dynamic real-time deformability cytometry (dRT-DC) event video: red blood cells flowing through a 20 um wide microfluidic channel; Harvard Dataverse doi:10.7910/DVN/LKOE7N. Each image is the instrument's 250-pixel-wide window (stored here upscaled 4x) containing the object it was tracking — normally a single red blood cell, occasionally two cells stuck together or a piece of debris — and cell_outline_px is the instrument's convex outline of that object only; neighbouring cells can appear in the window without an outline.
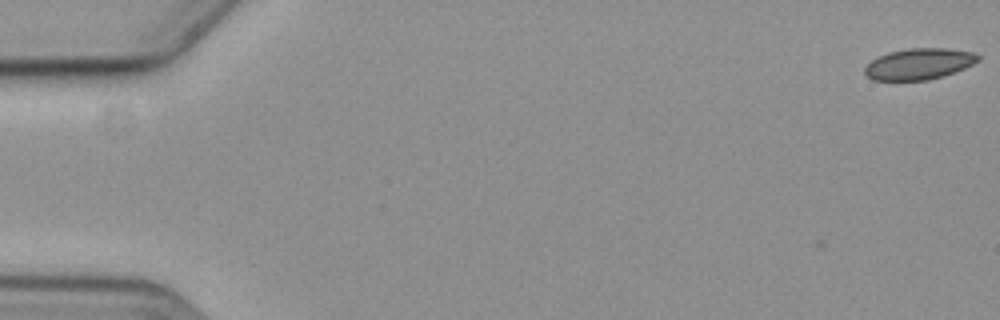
{"species": "common noctule bat (a hibernating species)", "species_latin": "Nyctalus noctula", "temperature_condition": "cold", "stored_images_in_passage": 7, "camera_frame_rate_fps": 3000, "um_per_image_px": 0.085, "animal": {"sex": "female", "body_mass_g": 19.3, "forearm_length_mm": 54.1}, "frame": {"image": 1, "passage_image": 1, "time_ms": 0.0, "image_size_px": [1000, 320], "cell_outline_px": [[980, 60], [964, 68], [944, 76], [928, 80], [872, 80], [864, 72], [864, 68], [872, 60], [888, 52], [908, 48], [948, 48], [972, 52], [980, 56]], "centroid_in_image_um": [78.13, 5.43], "position_along_channel_um": 6.9, "area_um2": 20.52}}
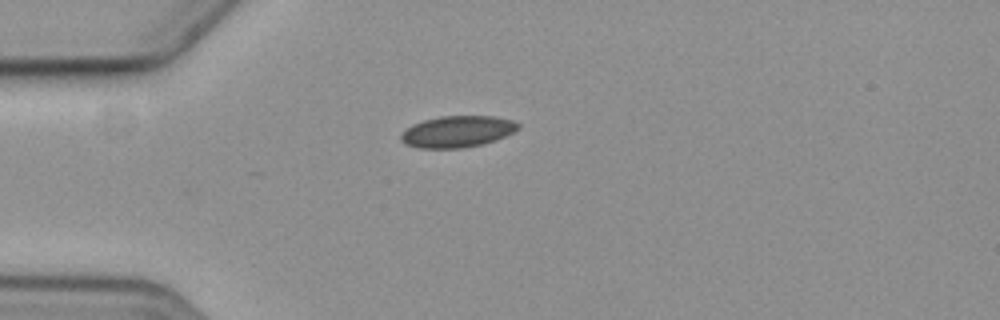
{"frame": {"image": 2, "passage_image": 4, "time_ms": 5.0, "image_size_px": [1000, 320], "cell_outline_px": [[520, 128], [504, 136], [480, 144], [460, 148], [416, 148], [404, 144], [400, 140], [400, 136], [412, 124], [424, 120], [440, 116], [496, 116], [512, 120], [520, 124]], "centroid_in_image_um": [38.85, 11.17], "position_along_channel_um": 46.2, "area_um2": 21.33}}
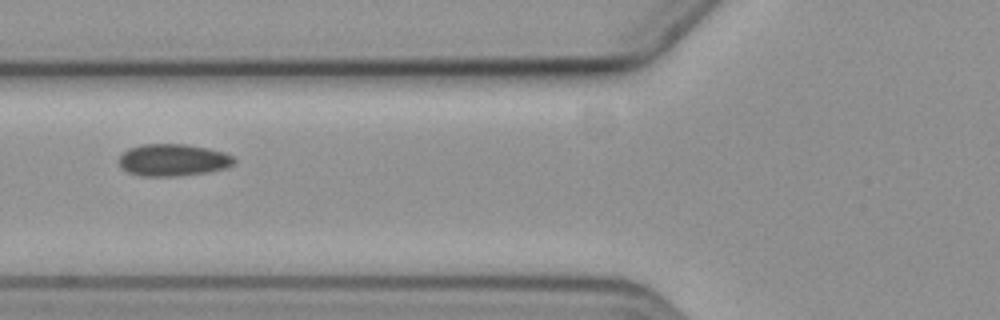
{"frame": {"image": 3, "passage_image": 6, "time_ms": 7.333, "image_size_px": [1000, 320], "cell_outline_px": [[236, 164], [224, 168], [208, 172], [176, 176], [140, 176], [128, 172], [120, 168], [116, 160], [128, 148], [144, 144], [188, 144], [208, 148], [224, 152], [232, 156], [236, 160]], "centroid_in_image_um": [14.68, 13.6], "position_along_channel_um": 111.1, "area_um2": 21.79}}